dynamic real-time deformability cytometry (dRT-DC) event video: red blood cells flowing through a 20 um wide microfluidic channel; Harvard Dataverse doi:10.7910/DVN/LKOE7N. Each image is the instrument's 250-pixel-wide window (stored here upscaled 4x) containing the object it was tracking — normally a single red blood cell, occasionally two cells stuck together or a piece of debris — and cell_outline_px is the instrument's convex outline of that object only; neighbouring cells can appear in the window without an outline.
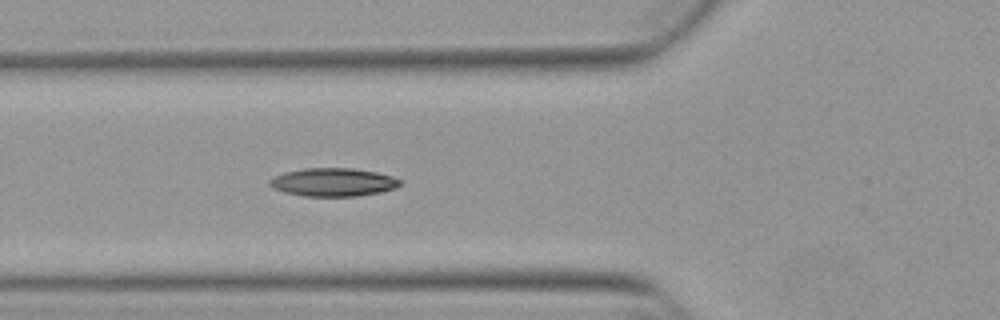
{"species": "Egyptian fruit bat (a non-hibernating species)", "species_latin": "Rousettus aegyptiacus", "temperature_condition": "warm", "stored_images_in_passage": 8, "camera_frame_rate_fps": 3000, "um_per_image_px": 0.085, "animal": {"sex": "female"}, "frame": {"image": 1, "passage_image": 4, "time_ms": 1.0, "image_size_px": [1000, 320], "cell_outline_px": [[392, 184], [384, 188], [364, 192], [304, 192], [304, 172], [364, 172], [380, 176]], "centroid_in_image_um": [29.16, 15.48], "position_along_channel_um": 96.6, "area_um2": 11.16}}
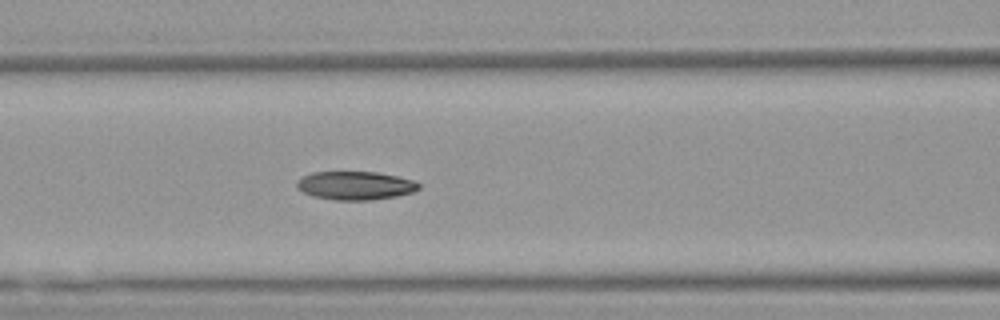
{"frame": {"image": 2, "passage_image": 7, "time_ms": 2.0, "image_size_px": [1000, 320], "cell_outline_px": [[416, 184], [412, 188], [400, 192], [380, 196], [336, 196], [336, 172], [360, 172], [384, 176]], "centroid_in_image_um": [31.31, 15.71], "position_along_channel_um": 135.3, "area_um2": 10.58}}